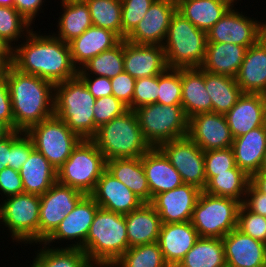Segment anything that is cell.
I'll return each instance as SVG.
<instances>
[{"label":"cell","mask_w":266,"mask_h":267,"mask_svg":"<svg viewBox=\"0 0 266 267\" xmlns=\"http://www.w3.org/2000/svg\"><path fill=\"white\" fill-rule=\"evenodd\" d=\"M13 48V67L58 84L77 77L69 43L47 31H33ZM46 32V33H45Z\"/></svg>","instance_id":"6da1fadb"},{"label":"cell","mask_w":266,"mask_h":267,"mask_svg":"<svg viewBox=\"0 0 266 267\" xmlns=\"http://www.w3.org/2000/svg\"><path fill=\"white\" fill-rule=\"evenodd\" d=\"M14 118V130L27 132L54 115L55 85L13 66L7 75Z\"/></svg>","instance_id":"7a4b0ae2"},{"label":"cell","mask_w":266,"mask_h":267,"mask_svg":"<svg viewBox=\"0 0 266 267\" xmlns=\"http://www.w3.org/2000/svg\"><path fill=\"white\" fill-rule=\"evenodd\" d=\"M129 248L125 215L99 207L83 245L89 261L111 266Z\"/></svg>","instance_id":"3957f363"},{"label":"cell","mask_w":266,"mask_h":267,"mask_svg":"<svg viewBox=\"0 0 266 267\" xmlns=\"http://www.w3.org/2000/svg\"><path fill=\"white\" fill-rule=\"evenodd\" d=\"M95 102L96 99L78 76L55 84L54 115L82 139H91L97 132Z\"/></svg>","instance_id":"277c9868"},{"label":"cell","mask_w":266,"mask_h":267,"mask_svg":"<svg viewBox=\"0 0 266 267\" xmlns=\"http://www.w3.org/2000/svg\"><path fill=\"white\" fill-rule=\"evenodd\" d=\"M106 161L142 157L151 146L144 139L134 110L100 126L91 138Z\"/></svg>","instance_id":"5b68a950"},{"label":"cell","mask_w":266,"mask_h":267,"mask_svg":"<svg viewBox=\"0 0 266 267\" xmlns=\"http://www.w3.org/2000/svg\"><path fill=\"white\" fill-rule=\"evenodd\" d=\"M207 43L206 32L176 10L162 45L168 68H199L205 58Z\"/></svg>","instance_id":"8992f818"},{"label":"cell","mask_w":266,"mask_h":267,"mask_svg":"<svg viewBox=\"0 0 266 267\" xmlns=\"http://www.w3.org/2000/svg\"><path fill=\"white\" fill-rule=\"evenodd\" d=\"M39 210V195L20 193L4 198L0 201L2 234L7 230V238L10 236L14 246L19 244L21 248L22 244L28 246L39 243Z\"/></svg>","instance_id":"52a82bcc"},{"label":"cell","mask_w":266,"mask_h":267,"mask_svg":"<svg viewBox=\"0 0 266 267\" xmlns=\"http://www.w3.org/2000/svg\"><path fill=\"white\" fill-rule=\"evenodd\" d=\"M106 170V159L91 139H82L57 171V181L89 195Z\"/></svg>","instance_id":"ba28073f"},{"label":"cell","mask_w":266,"mask_h":267,"mask_svg":"<svg viewBox=\"0 0 266 267\" xmlns=\"http://www.w3.org/2000/svg\"><path fill=\"white\" fill-rule=\"evenodd\" d=\"M134 111L143 137L151 147L188 135L189 119L181 105L153 103Z\"/></svg>","instance_id":"9c48e42d"},{"label":"cell","mask_w":266,"mask_h":267,"mask_svg":"<svg viewBox=\"0 0 266 267\" xmlns=\"http://www.w3.org/2000/svg\"><path fill=\"white\" fill-rule=\"evenodd\" d=\"M241 202L201 192L194 207L191 223L199 237L223 238L238 224Z\"/></svg>","instance_id":"30bf717a"},{"label":"cell","mask_w":266,"mask_h":267,"mask_svg":"<svg viewBox=\"0 0 266 267\" xmlns=\"http://www.w3.org/2000/svg\"><path fill=\"white\" fill-rule=\"evenodd\" d=\"M34 147L58 171L69 158L82 138L67 127L64 121L53 115L32 126L26 132Z\"/></svg>","instance_id":"8fae6325"},{"label":"cell","mask_w":266,"mask_h":267,"mask_svg":"<svg viewBox=\"0 0 266 267\" xmlns=\"http://www.w3.org/2000/svg\"><path fill=\"white\" fill-rule=\"evenodd\" d=\"M233 5L207 32L208 43H233L246 48L266 35L265 20L250 17ZM248 15V16H247ZM258 19V20H257ZM263 21V22H262Z\"/></svg>","instance_id":"7c38bea8"},{"label":"cell","mask_w":266,"mask_h":267,"mask_svg":"<svg viewBox=\"0 0 266 267\" xmlns=\"http://www.w3.org/2000/svg\"><path fill=\"white\" fill-rule=\"evenodd\" d=\"M98 208L99 205L95 200L90 195H85L76 207L69 214H66V217L43 243L52 247L83 250V245ZM62 243H66V245Z\"/></svg>","instance_id":"4fadbf2b"},{"label":"cell","mask_w":266,"mask_h":267,"mask_svg":"<svg viewBox=\"0 0 266 267\" xmlns=\"http://www.w3.org/2000/svg\"><path fill=\"white\" fill-rule=\"evenodd\" d=\"M158 148L180 173L184 184L204 190L206 186L204 151L195 142L185 136L164 142Z\"/></svg>","instance_id":"5bb4252c"},{"label":"cell","mask_w":266,"mask_h":267,"mask_svg":"<svg viewBox=\"0 0 266 267\" xmlns=\"http://www.w3.org/2000/svg\"><path fill=\"white\" fill-rule=\"evenodd\" d=\"M86 194L56 181L40 196L39 243L43 242Z\"/></svg>","instance_id":"9a60e30c"},{"label":"cell","mask_w":266,"mask_h":267,"mask_svg":"<svg viewBox=\"0 0 266 267\" xmlns=\"http://www.w3.org/2000/svg\"><path fill=\"white\" fill-rule=\"evenodd\" d=\"M176 10V0H155L125 40L137 45L162 46L168 33L171 17Z\"/></svg>","instance_id":"2e32d148"},{"label":"cell","mask_w":266,"mask_h":267,"mask_svg":"<svg viewBox=\"0 0 266 267\" xmlns=\"http://www.w3.org/2000/svg\"><path fill=\"white\" fill-rule=\"evenodd\" d=\"M203 151L232 147L233 136L225 114L199 113L189 118L188 135Z\"/></svg>","instance_id":"e0dca14e"},{"label":"cell","mask_w":266,"mask_h":267,"mask_svg":"<svg viewBox=\"0 0 266 267\" xmlns=\"http://www.w3.org/2000/svg\"><path fill=\"white\" fill-rule=\"evenodd\" d=\"M201 192V189L183 183L175 189L155 195L150 204L159 214L161 223L188 222L191 221Z\"/></svg>","instance_id":"ac0fdd59"},{"label":"cell","mask_w":266,"mask_h":267,"mask_svg":"<svg viewBox=\"0 0 266 267\" xmlns=\"http://www.w3.org/2000/svg\"><path fill=\"white\" fill-rule=\"evenodd\" d=\"M100 208L119 214H128L144 202L125 184L105 170L89 194Z\"/></svg>","instance_id":"d6986e66"},{"label":"cell","mask_w":266,"mask_h":267,"mask_svg":"<svg viewBox=\"0 0 266 267\" xmlns=\"http://www.w3.org/2000/svg\"><path fill=\"white\" fill-rule=\"evenodd\" d=\"M227 267H266V244L237 227L222 238Z\"/></svg>","instance_id":"ffe728a7"},{"label":"cell","mask_w":266,"mask_h":267,"mask_svg":"<svg viewBox=\"0 0 266 267\" xmlns=\"http://www.w3.org/2000/svg\"><path fill=\"white\" fill-rule=\"evenodd\" d=\"M168 68L160 45H137L124 39V72L135 79L157 76Z\"/></svg>","instance_id":"44dd1931"},{"label":"cell","mask_w":266,"mask_h":267,"mask_svg":"<svg viewBox=\"0 0 266 267\" xmlns=\"http://www.w3.org/2000/svg\"><path fill=\"white\" fill-rule=\"evenodd\" d=\"M199 234L191 221L162 223L158 245L168 265L177 266L186 253L195 245Z\"/></svg>","instance_id":"7402d4cb"},{"label":"cell","mask_w":266,"mask_h":267,"mask_svg":"<svg viewBox=\"0 0 266 267\" xmlns=\"http://www.w3.org/2000/svg\"><path fill=\"white\" fill-rule=\"evenodd\" d=\"M144 172L152 198L183 184L180 173L158 147H151L142 157Z\"/></svg>","instance_id":"603a6c76"},{"label":"cell","mask_w":266,"mask_h":267,"mask_svg":"<svg viewBox=\"0 0 266 267\" xmlns=\"http://www.w3.org/2000/svg\"><path fill=\"white\" fill-rule=\"evenodd\" d=\"M225 117L233 138L263 126L264 94L243 93Z\"/></svg>","instance_id":"cb8c5ba5"},{"label":"cell","mask_w":266,"mask_h":267,"mask_svg":"<svg viewBox=\"0 0 266 267\" xmlns=\"http://www.w3.org/2000/svg\"><path fill=\"white\" fill-rule=\"evenodd\" d=\"M235 79L243 93L266 94V35L246 49Z\"/></svg>","instance_id":"d4e9b609"},{"label":"cell","mask_w":266,"mask_h":267,"mask_svg":"<svg viewBox=\"0 0 266 267\" xmlns=\"http://www.w3.org/2000/svg\"><path fill=\"white\" fill-rule=\"evenodd\" d=\"M121 41L122 39L116 33L92 25L79 37L69 42L73 64L80 70L91 58L114 48Z\"/></svg>","instance_id":"484cf974"},{"label":"cell","mask_w":266,"mask_h":267,"mask_svg":"<svg viewBox=\"0 0 266 267\" xmlns=\"http://www.w3.org/2000/svg\"><path fill=\"white\" fill-rule=\"evenodd\" d=\"M236 166L249 177L259 172L266 153V129L261 126L233 139Z\"/></svg>","instance_id":"4316f807"},{"label":"cell","mask_w":266,"mask_h":267,"mask_svg":"<svg viewBox=\"0 0 266 267\" xmlns=\"http://www.w3.org/2000/svg\"><path fill=\"white\" fill-rule=\"evenodd\" d=\"M182 100L181 106L187 118L199 113L212 112V100L206 90L204 70L181 68Z\"/></svg>","instance_id":"83f0119b"},{"label":"cell","mask_w":266,"mask_h":267,"mask_svg":"<svg viewBox=\"0 0 266 267\" xmlns=\"http://www.w3.org/2000/svg\"><path fill=\"white\" fill-rule=\"evenodd\" d=\"M126 232L129 247L158 241L161 228L159 214L150 203L125 214Z\"/></svg>","instance_id":"f1b7e54d"},{"label":"cell","mask_w":266,"mask_h":267,"mask_svg":"<svg viewBox=\"0 0 266 267\" xmlns=\"http://www.w3.org/2000/svg\"><path fill=\"white\" fill-rule=\"evenodd\" d=\"M246 49L245 46L233 43H207L205 58L200 68L206 72L235 78Z\"/></svg>","instance_id":"f546056e"},{"label":"cell","mask_w":266,"mask_h":267,"mask_svg":"<svg viewBox=\"0 0 266 267\" xmlns=\"http://www.w3.org/2000/svg\"><path fill=\"white\" fill-rule=\"evenodd\" d=\"M24 193L41 196L57 181V170L36 149L19 170Z\"/></svg>","instance_id":"4dcf8cb0"},{"label":"cell","mask_w":266,"mask_h":267,"mask_svg":"<svg viewBox=\"0 0 266 267\" xmlns=\"http://www.w3.org/2000/svg\"><path fill=\"white\" fill-rule=\"evenodd\" d=\"M177 11L207 32L233 6L227 0H176Z\"/></svg>","instance_id":"1f68e13d"},{"label":"cell","mask_w":266,"mask_h":267,"mask_svg":"<svg viewBox=\"0 0 266 267\" xmlns=\"http://www.w3.org/2000/svg\"><path fill=\"white\" fill-rule=\"evenodd\" d=\"M106 170L125 184L144 203L151 202V193L141 157L110 159L106 161Z\"/></svg>","instance_id":"d6a6232c"},{"label":"cell","mask_w":266,"mask_h":267,"mask_svg":"<svg viewBox=\"0 0 266 267\" xmlns=\"http://www.w3.org/2000/svg\"><path fill=\"white\" fill-rule=\"evenodd\" d=\"M58 3L61 5L60 15L58 18H54L57 19L55 31L58 30L56 32L51 30V32L60 40L69 43L92 26L90 11L88 5L83 2Z\"/></svg>","instance_id":"836d02e7"},{"label":"cell","mask_w":266,"mask_h":267,"mask_svg":"<svg viewBox=\"0 0 266 267\" xmlns=\"http://www.w3.org/2000/svg\"><path fill=\"white\" fill-rule=\"evenodd\" d=\"M30 247L35 254L31 256L33 267H95L81 249L52 247L43 242Z\"/></svg>","instance_id":"e575fe53"},{"label":"cell","mask_w":266,"mask_h":267,"mask_svg":"<svg viewBox=\"0 0 266 267\" xmlns=\"http://www.w3.org/2000/svg\"><path fill=\"white\" fill-rule=\"evenodd\" d=\"M204 82L212 100V112L226 114L243 94L236 79L204 71Z\"/></svg>","instance_id":"d590c367"},{"label":"cell","mask_w":266,"mask_h":267,"mask_svg":"<svg viewBox=\"0 0 266 267\" xmlns=\"http://www.w3.org/2000/svg\"><path fill=\"white\" fill-rule=\"evenodd\" d=\"M176 267H227L222 239L199 237Z\"/></svg>","instance_id":"8d00e7d4"},{"label":"cell","mask_w":266,"mask_h":267,"mask_svg":"<svg viewBox=\"0 0 266 267\" xmlns=\"http://www.w3.org/2000/svg\"><path fill=\"white\" fill-rule=\"evenodd\" d=\"M250 177L237 166L227 172L216 173L207 183L204 192L219 197L233 198L241 203L245 198Z\"/></svg>","instance_id":"74e56055"},{"label":"cell","mask_w":266,"mask_h":267,"mask_svg":"<svg viewBox=\"0 0 266 267\" xmlns=\"http://www.w3.org/2000/svg\"><path fill=\"white\" fill-rule=\"evenodd\" d=\"M124 72V40L117 46L91 58L77 75H95L113 78Z\"/></svg>","instance_id":"f35d334b"},{"label":"cell","mask_w":266,"mask_h":267,"mask_svg":"<svg viewBox=\"0 0 266 267\" xmlns=\"http://www.w3.org/2000/svg\"><path fill=\"white\" fill-rule=\"evenodd\" d=\"M92 25L108 29L122 39V1L121 0H88Z\"/></svg>","instance_id":"ab89813d"},{"label":"cell","mask_w":266,"mask_h":267,"mask_svg":"<svg viewBox=\"0 0 266 267\" xmlns=\"http://www.w3.org/2000/svg\"><path fill=\"white\" fill-rule=\"evenodd\" d=\"M158 242L130 247L111 267H166Z\"/></svg>","instance_id":"60d3db41"},{"label":"cell","mask_w":266,"mask_h":267,"mask_svg":"<svg viewBox=\"0 0 266 267\" xmlns=\"http://www.w3.org/2000/svg\"><path fill=\"white\" fill-rule=\"evenodd\" d=\"M35 27L15 7L0 6V37L13 48ZM20 39V40H19Z\"/></svg>","instance_id":"b9f144b4"},{"label":"cell","mask_w":266,"mask_h":267,"mask_svg":"<svg viewBox=\"0 0 266 267\" xmlns=\"http://www.w3.org/2000/svg\"><path fill=\"white\" fill-rule=\"evenodd\" d=\"M158 99L161 105H181V68H167L158 75Z\"/></svg>","instance_id":"7bdbcfd3"},{"label":"cell","mask_w":266,"mask_h":267,"mask_svg":"<svg viewBox=\"0 0 266 267\" xmlns=\"http://www.w3.org/2000/svg\"><path fill=\"white\" fill-rule=\"evenodd\" d=\"M236 167V161L232 147L226 149H217L204 151V169L206 183L216 173L227 172Z\"/></svg>","instance_id":"ee69618b"},{"label":"cell","mask_w":266,"mask_h":267,"mask_svg":"<svg viewBox=\"0 0 266 267\" xmlns=\"http://www.w3.org/2000/svg\"><path fill=\"white\" fill-rule=\"evenodd\" d=\"M122 1V40H124L143 19L155 0H121Z\"/></svg>","instance_id":"f6af8a7d"},{"label":"cell","mask_w":266,"mask_h":267,"mask_svg":"<svg viewBox=\"0 0 266 267\" xmlns=\"http://www.w3.org/2000/svg\"><path fill=\"white\" fill-rule=\"evenodd\" d=\"M237 228L253 239L266 244V217L249 211L243 204L238 212Z\"/></svg>","instance_id":"bcb514c9"},{"label":"cell","mask_w":266,"mask_h":267,"mask_svg":"<svg viewBox=\"0 0 266 267\" xmlns=\"http://www.w3.org/2000/svg\"><path fill=\"white\" fill-rule=\"evenodd\" d=\"M34 149L32 138L26 132L12 131L8 167L19 171Z\"/></svg>","instance_id":"7dc6e473"},{"label":"cell","mask_w":266,"mask_h":267,"mask_svg":"<svg viewBox=\"0 0 266 267\" xmlns=\"http://www.w3.org/2000/svg\"><path fill=\"white\" fill-rule=\"evenodd\" d=\"M94 124L97 128L123 115L128 109L113 95L96 99L94 105Z\"/></svg>","instance_id":"c3c4849f"},{"label":"cell","mask_w":266,"mask_h":267,"mask_svg":"<svg viewBox=\"0 0 266 267\" xmlns=\"http://www.w3.org/2000/svg\"><path fill=\"white\" fill-rule=\"evenodd\" d=\"M158 75L136 79L132 98V110L141 106L157 103Z\"/></svg>","instance_id":"681fc988"},{"label":"cell","mask_w":266,"mask_h":267,"mask_svg":"<svg viewBox=\"0 0 266 267\" xmlns=\"http://www.w3.org/2000/svg\"><path fill=\"white\" fill-rule=\"evenodd\" d=\"M112 95L132 110V98L136 79L126 72H122L110 79Z\"/></svg>","instance_id":"f907efd6"},{"label":"cell","mask_w":266,"mask_h":267,"mask_svg":"<svg viewBox=\"0 0 266 267\" xmlns=\"http://www.w3.org/2000/svg\"><path fill=\"white\" fill-rule=\"evenodd\" d=\"M24 193L19 171L6 167L0 171V201L4 198Z\"/></svg>","instance_id":"816d5d0a"},{"label":"cell","mask_w":266,"mask_h":267,"mask_svg":"<svg viewBox=\"0 0 266 267\" xmlns=\"http://www.w3.org/2000/svg\"><path fill=\"white\" fill-rule=\"evenodd\" d=\"M95 99L112 95L110 78L95 75H77Z\"/></svg>","instance_id":"f5cc1de1"},{"label":"cell","mask_w":266,"mask_h":267,"mask_svg":"<svg viewBox=\"0 0 266 267\" xmlns=\"http://www.w3.org/2000/svg\"><path fill=\"white\" fill-rule=\"evenodd\" d=\"M46 2L51 3L49 0H14V7L31 25H33L36 21V17L38 18L41 13H44L43 10L47 9ZM44 6L46 8H44Z\"/></svg>","instance_id":"db71d44e"},{"label":"cell","mask_w":266,"mask_h":267,"mask_svg":"<svg viewBox=\"0 0 266 267\" xmlns=\"http://www.w3.org/2000/svg\"><path fill=\"white\" fill-rule=\"evenodd\" d=\"M0 121L14 131L12 103L6 79H0Z\"/></svg>","instance_id":"11a10c76"},{"label":"cell","mask_w":266,"mask_h":267,"mask_svg":"<svg viewBox=\"0 0 266 267\" xmlns=\"http://www.w3.org/2000/svg\"><path fill=\"white\" fill-rule=\"evenodd\" d=\"M249 211L266 217V194L249 183L242 203Z\"/></svg>","instance_id":"9f6ffc18"},{"label":"cell","mask_w":266,"mask_h":267,"mask_svg":"<svg viewBox=\"0 0 266 267\" xmlns=\"http://www.w3.org/2000/svg\"><path fill=\"white\" fill-rule=\"evenodd\" d=\"M11 133L0 139V171L10 162Z\"/></svg>","instance_id":"6f0895ef"},{"label":"cell","mask_w":266,"mask_h":267,"mask_svg":"<svg viewBox=\"0 0 266 267\" xmlns=\"http://www.w3.org/2000/svg\"><path fill=\"white\" fill-rule=\"evenodd\" d=\"M250 183L261 193L266 194V171H259L250 177Z\"/></svg>","instance_id":"680465c9"},{"label":"cell","mask_w":266,"mask_h":267,"mask_svg":"<svg viewBox=\"0 0 266 267\" xmlns=\"http://www.w3.org/2000/svg\"><path fill=\"white\" fill-rule=\"evenodd\" d=\"M13 66V55H0V79H6Z\"/></svg>","instance_id":"91938a15"},{"label":"cell","mask_w":266,"mask_h":267,"mask_svg":"<svg viewBox=\"0 0 266 267\" xmlns=\"http://www.w3.org/2000/svg\"><path fill=\"white\" fill-rule=\"evenodd\" d=\"M0 55H13V47L0 37Z\"/></svg>","instance_id":"94428289"},{"label":"cell","mask_w":266,"mask_h":267,"mask_svg":"<svg viewBox=\"0 0 266 267\" xmlns=\"http://www.w3.org/2000/svg\"><path fill=\"white\" fill-rule=\"evenodd\" d=\"M12 130L2 121H0V139H3L9 135Z\"/></svg>","instance_id":"6125c7cd"},{"label":"cell","mask_w":266,"mask_h":267,"mask_svg":"<svg viewBox=\"0 0 266 267\" xmlns=\"http://www.w3.org/2000/svg\"><path fill=\"white\" fill-rule=\"evenodd\" d=\"M0 6L14 7V0H0Z\"/></svg>","instance_id":"be15d7a7"},{"label":"cell","mask_w":266,"mask_h":267,"mask_svg":"<svg viewBox=\"0 0 266 267\" xmlns=\"http://www.w3.org/2000/svg\"><path fill=\"white\" fill-rule=\"evenodd\" d=\"M263 127L266 129V94H264V119H263Z\"/></svg>","instance_id":"e7e4bbea"},{"label":"cell","mask_w":266,"mask_h":267,"mask_svg":"<svg viewBox=\"0 0 266 267\" xmlns=\"http://www.w3.org/2000/svg\"><path fill=\"white\" fill-rule=\"evenodd\" d=\"M88 0H60V2H66V3H78L83 2L86 3Z\"/></svg>","instance_id":"03108f58"},{"label":"cell","mask_w":266,"mask_h":267,"mask_svg":"<svg viewBox=\"0 0 266 267\" xmlns=\"http://www.w3.org/2000/svg\"><path fill=\"white\" fill-rule=\"evenodd\" d=\"M259 171H266V153L263 157V161H262V164H261V167H260V170Z\"/></svg>","instance_id":"003e7915"},{"label":"cell","mask_w":266,"mask_h":267,"mask_svg":"<svg viewBox=\"0 0 266 267\" xmlns=\"http://www.w3.org/2000/svg\"><path fill=\"white\" fill-rule=\"evenodd\" d=\"M228 2H230L231 4L235 5V6H238L237 3L239 4V1H240V4L241 5V2L242 0H227Z\"/></svg>","instance_id":"a7ac6f4b"},{"label":"cell","mask_w":266,"mask_h":267,"mask_svg":"<svg viewBox=\"0 0 266 267\" xmlns=\"http://www.w3.org/2000/svg\"><path fill=\"white\" fill-rule=\"evenodd\" d=\"M27 263H30L29 265H27ZM25 265H24V267H33V265L31 264V262H27ZM21 267H23V266H21Z\"/></svg>","instance_id":"89a4df30"}]
</instances>
